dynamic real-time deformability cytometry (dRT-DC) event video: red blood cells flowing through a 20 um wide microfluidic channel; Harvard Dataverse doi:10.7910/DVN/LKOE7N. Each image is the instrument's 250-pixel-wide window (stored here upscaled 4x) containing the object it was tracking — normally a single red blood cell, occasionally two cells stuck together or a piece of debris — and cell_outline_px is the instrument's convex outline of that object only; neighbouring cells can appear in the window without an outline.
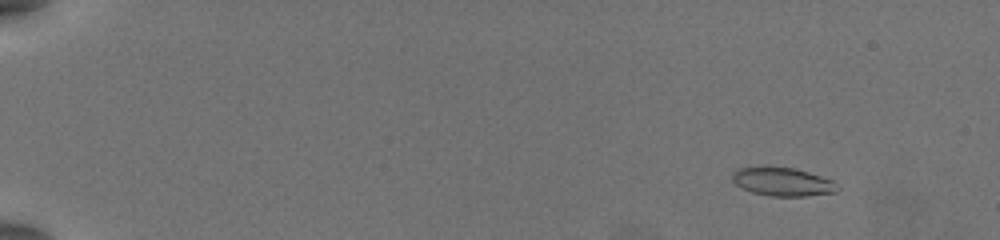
{"species": "common noctule bat (a hibernating species)", "species_latin": "Nyctalus noctula", "temperature_condition": "warm", "stored_images_in_passage": 58, "camera_frame_rate_fps": 3000, "um_per_image_px": 0.085, "animal": {"sex": "female", "body_mass_g": 19.5, "forearm_length_mm": 54.1}, "frame": {"image": 1, "passage_image": 8, "time_ms": 2.333, "image_size_px": [1000, 240], "cell_outline_px": [[840, 188], [836, 192], [808, 196], [768, 196], [752, 192], [740, 188], [732, 180], [732, 172], [740, 168], [756, 164], [792, 168], [808, 172], [832, 180]], "centroid_in_image_um": [66.46, 15.43], "position_along_channel_um": 18.5, "area_um2": 17.92}}
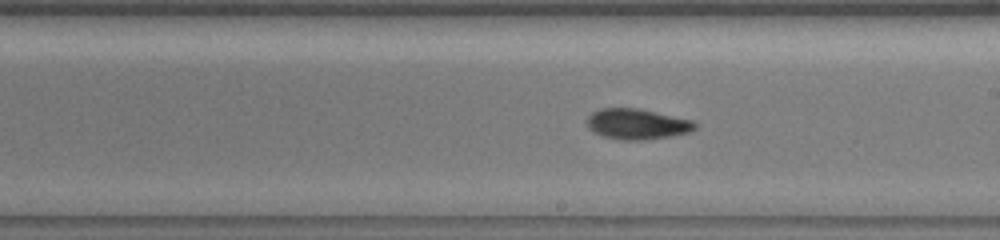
{"frame": {"image": 2, "passage_image": 37, "time_ms": 12.0, "image_size_px": [1000, 240], "cell_outline_px": [[696, 128], [692, 132], [672, 136], [648, 140], [620, 140], [604, 136], [592, 132], [588, 128], [588, 116], [592, 112], [600, 108], [636, 108], [692, 120], [696, 124]], "centroid_in_image_um": [54.15, 10.56], "position_along_channel_um": 234.8, "area_um2": 19.31}}
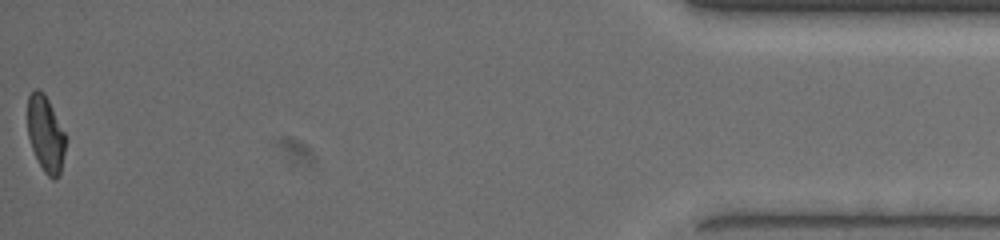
{"frame": {"image": 3, "passage_image": 58, "time_ms": 19.0, "image_size_px": [1000, 240], "cell_outline_px": [[68, 136], [60, 176], [56, 180], [52, 180], [44, 172], [32, 148], [28, 136], [28, 96], [36, 88], [44, 92]], "centroid_in_image_um": [3.93, 11.41], "position_along_channel_um": 431.3, "area_um2": 17.22}, "authors_computed_cell_mechanics": {"area_um2": 17.9758, "velocity_mm_per_s": 3.9265, "shape_relaxation_time_tau1_ms": 3.8653, "shape_relaxation_time_tau2_ms": 2.7784, "deformation_change_tau1": 0.1452, "deformation_change_tau2": 0.083}}